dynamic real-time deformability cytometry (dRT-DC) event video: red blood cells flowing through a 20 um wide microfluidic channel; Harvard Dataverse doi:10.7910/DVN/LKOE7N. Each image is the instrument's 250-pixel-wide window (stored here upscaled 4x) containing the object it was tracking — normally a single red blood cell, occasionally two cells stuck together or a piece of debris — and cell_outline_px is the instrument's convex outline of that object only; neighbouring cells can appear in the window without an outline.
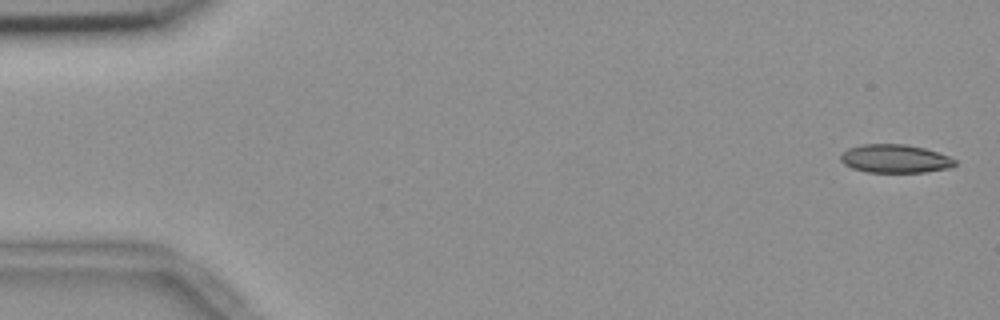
{"species": "common noctule bat (a hibernating species)", "species_latin": "Nyctalus noctula", "temperature_condition": "room temperature", "stored_images_in_passage": 54, "camera_frame_rate_fps": 3000, "um_per_image_px": 0.085, "animal": {"sex": "female", "body_mass_g": 18.4}, "frame": {"image": 1, "passage_image": 1, "time_ms": 0.0, "image_size_px": [1000, 320], "cell_outline_px": [[956, 164], [952, 168], [924, 172], [868, 172], [852, 168], [844, 164], [840, 160], [840, 156], [848, 148], [864, 144], [904, 144], [924, 148], [948, 156], [956, 160]], "centroid_in_image_um": [76.09, 13.49], "position_along_channel_um": 8.9, "area_um2": 18.84}}
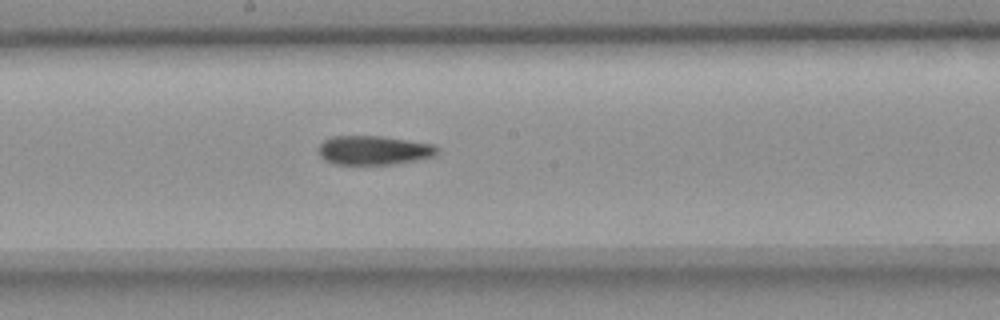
{"frame": {"image": 2, "passage_image": 29, "time_ms": 9.333, "image_size_px": [1000, 320], "cell_outline_px": [[440, 148], [436, 156], [396, 164], [332, 164], [324, 160], [320, 156], [316, 148], [324, 140], [332, 136], [380, 136], [436, 144]], "centroid_in_image_um": [31.78, 12.77], "position_along_channel_um": 216.4, "area_um2": 20.46}}
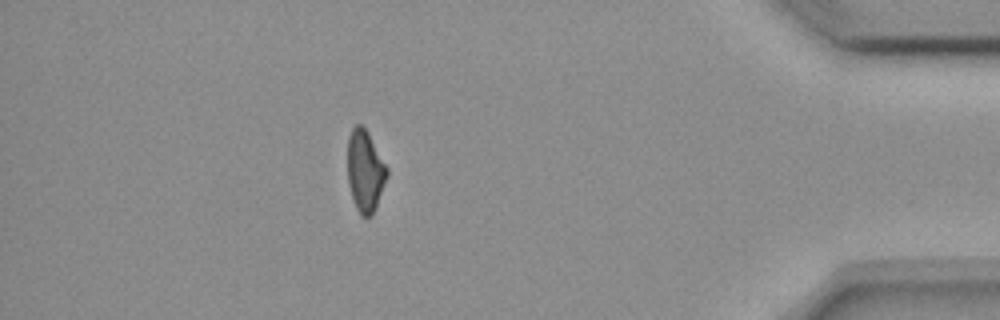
{"frame": {"image": 3, "passage_image": 48, "time_ms": 15.667, "image_size_px": [1000, 320], "cell_outline_px": [[388, 176], [376, 208], [368, 216], [360, 216], [356, 208], [348, 184], [348, 136], [352, 128], [356, 124], [360, 124], [368, 132], [388, 168]], "centroid_in_image_um": [31.04, 14.52], "position_along_channel_um": 404.2, "area_um2": 18.73}, "authors_computed_cell_mechanics": {"area_um2": 20.1144, "velocity_mm_per_s": 3.6873, "shape_relaxation_time_tau1_ms": null, "shape_relaxation_time_tau2_ms": 5.4073, "deformation_change_tau1": null, "deformation_change_tau2": 0.1175}}